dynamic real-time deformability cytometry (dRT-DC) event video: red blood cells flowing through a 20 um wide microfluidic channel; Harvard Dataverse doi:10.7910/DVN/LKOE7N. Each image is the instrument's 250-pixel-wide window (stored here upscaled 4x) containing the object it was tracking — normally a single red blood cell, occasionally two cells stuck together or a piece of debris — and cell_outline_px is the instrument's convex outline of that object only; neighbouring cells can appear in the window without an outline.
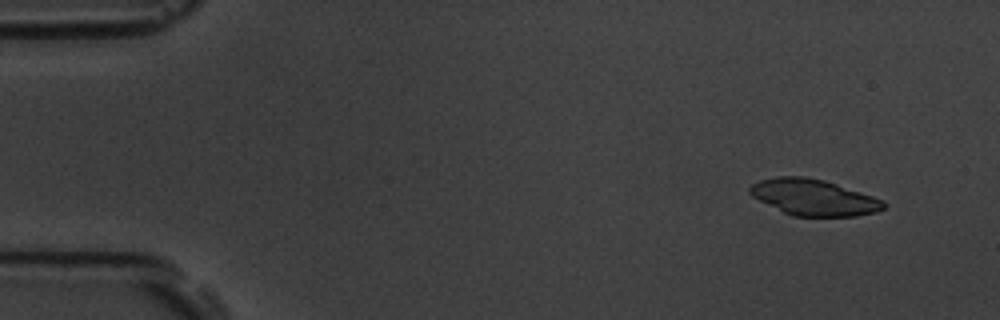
{"species": "common noctule bat (a hibernating species)", "species_latin": "Nyctalus noctula", "temperature_condition": "room temperature", "stored_images_in_passage": 6, "segment_of_instrument_passage": [2, 2], "camera_frame_rate_fps": 3000, "um_per_image_px": 0.085, "animal": {"sex": "male", "body_mass_g": 19.5, "forearm_length_mm": 54.6}, "frame": {"image": 1, "passage_image": 6, "time_ms": 6.667, "image_size_px": [1000, 320], "cell_outline_px": [[884, 208], [876, 212], [856, 216], [792, 216], [752, 196], [748, 192], [748, 188], [752, 184], [760, 180], [776, 176], [804, 176], [824, 180], [884, 200]], "centroid_in_image_um": [69.14, 16.77], "position_along_channel_um": 15.9, "area_um2": 27.92}}